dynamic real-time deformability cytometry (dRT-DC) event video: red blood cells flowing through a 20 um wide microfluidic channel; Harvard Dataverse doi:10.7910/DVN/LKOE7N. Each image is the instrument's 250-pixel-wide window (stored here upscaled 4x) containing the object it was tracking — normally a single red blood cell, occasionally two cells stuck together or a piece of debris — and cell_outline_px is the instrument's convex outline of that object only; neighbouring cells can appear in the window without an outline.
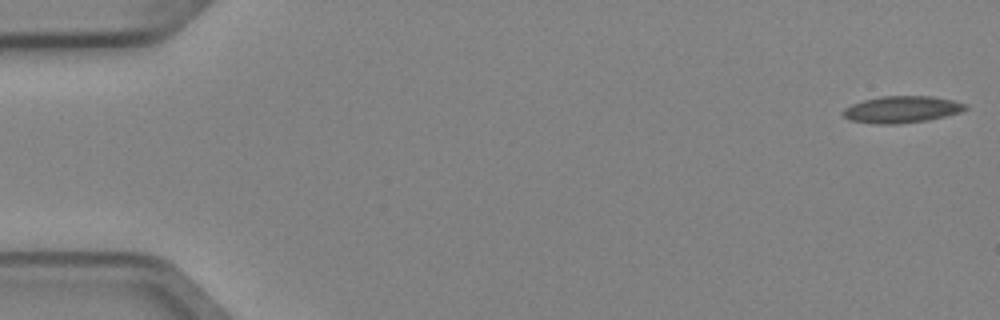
{"species": "Egyptian fruit bat (a non-hibernating species)", "species_latin": "Rousettus aegyptiacus", "temperature_condition": "cold", "stored_images_in_passage": 4, "camera_frame_rate_fps": 3000, "um_per_image_px": 0.085, "animal": {"sex": "female"}, "frame": {"image": 1, "passage_image": 1, "time_ms": 0.0, "image_size_px": [1000, 320], "cell_outline_px": [[968, 108], [960, 112], [944, 116], [924, 120], [896, 124], [880, 124], [848, 120], [840, 112], [844, 108], [852, 104], [864, 100], [880, 96], [932, 96], [952, 100], [968, 104]], "centroid_in_image_um": [76.62, 9.29], "position_along_channel_um": 8.4, "area_um2": 19.02}}
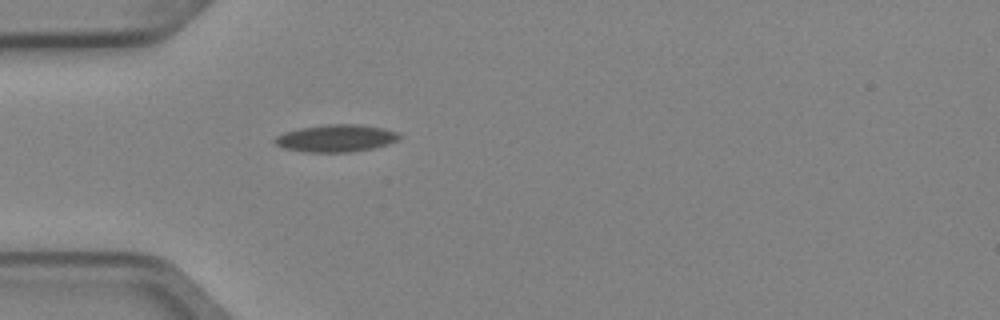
{"frame": {"image": 2, "passage_image": 4, "time_ms": 1.0, "image_size_px": [1000, 320], "cell_outline_px": [[400, 136], [396, 140], [372, 148], [348, 152], [308, 152], [284, 148], [276, 144], [272, 140], [276, 136], [284, 132], [300, 128], [324, 124], [360, 124], [384, 128], [400, 132]], "centroid_in_image_um": [28.53, 11.73], "position_along_channel_um": 56.5, "area_um2": 19.71}}